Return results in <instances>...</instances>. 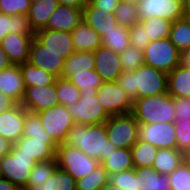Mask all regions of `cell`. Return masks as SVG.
<instances>
[{
	"label": "cell",
	"mask_w": 190,
	"mask_h": 190,
	"mask_svg": "<svg viewBox=\"0 0 190 190\" xmlns=\"http://www.w3.org/2000/svg\"><path fill=\"white\" fill-rule=\"evenodd\" d=\"M115 82L134 102L138 98L167 93L168 74L142 64L135 71H122Z\"/></svg>",
	"instance_id": "cell-1"
},
{
	"label": "cell",
	"mask_w": 190,
	"mask_h": 190,
	"mask_svg": "<svg viewBox=\"0 0 190 190\" xmlns=\"http://www.w3.org/2000/svg\"><path fill=\"white\" fill-rule=\"evenodd\" d=\"M65 144L80 149L100 164L116 149L107 137L105 123L100 125L76 123L69 131Z\"/></svg>",
	"instance_id": "cell-2"
},
{
	"label": "cell",
	"mask_w": 190,
	"mask_h": 190,
	"mask_svg": "<svg viewBox=\"0 0 190 190\" xmlns=\"http://www.w3.org/2000/svg\"><path fill=\"white\" fill-rule=\"evenodd\" d=\"M175 98L168 93L138 98L132 114L139 124L175 123Z\"/></svg>",
	"instance_id": "cell-3"
},
{
	"label": "cell",
	"mask_w": 190,
	"mask_h": 190,
	"mask_svg": "<svg viewBox=\"0 0 190 190\" xmlns=\"http://www.w3.org/2000/svg\"><path fill=\"white\" fill-rule=\"evenodd\" d=\"M36 161L18 149L14 144L11 152L0 159V177L8 179L19 189L27 187L32 168Z\"/></svg>",
	"instance_id": "cell-4"
},
{
	"label": "cell",
	"mask_w": 190,
	"mask_h": 190,
	"mask_svg": "<svg viewBox=\"0 0 190 190\" xmlns=\"http://www.w3.org/2000/svg\"><path fill=\"white\" fill-rule=\"evenodd\" d=\"M55 159L58 168L68 172L75 180L89 175L100 164L99 161L90 158L80 149L65 143L58 145Z\"/></svg>",
	"instance_id": "cell-5"
},
{
	"label": "cell",
	"mask_w": 190,
	"mask_h": 190,
	"mask_svg": "<svg viewBox=\"0 0 190 190\" xmlns=\"http://www.w3.org/2000/svg\"><path fill=\"white\" fill-rule=\"evenodd\" d=\"M144 53V64L169 74L182 63V53L168 38L151 41Z\"/></svg>",
	"instance_id": "cell-6"
},
{
	"label": "cell",
	"mask_w": 190,
	"mask_h": 190,
	"mask_svg": "<svg viewBox=\"0 0 190 190\" xmlns=\"http://www.w3.org/2000/svg\"><path fill=\"white\" fill-rule=\"evenodd\" d=\"M105 124L107 137L116 148L131 149L138 141L139 123L132 113L110 116Z\"/></svg>",
	"instance_id": "cell-7"
},
{
	"label": "cell",
	"mask_w": 190,
	"mask_h": 190,
	"mask_svg": "<svg viewBox=\"0 0 190 190\" xmlns=\"http://www.w3.org/2000/svg\"><path fill=\"white\" fill-rule=\"evenodd\" d=\"M67 108L75 124L100 125L110 117L98 100L96 93L80 92L78 102Z\"/></svg>",
	"instance_id": "cell-8"
},
{
	"label": "cell",
	"mask_w": 190,
	"mask_h": 190,
	"mask_svg": "<svg viewBox=\"0 0 190 190\" xmlns=\"http://www.w3.org/2000/svg\"><path fill=\"white\" fill-rule=\"evenodd\" d=\"M37 114L42 121L44 130L52 137L53 141L57 145L65 143L69 131L75 125L68 108L58 104Z\"/></svg>",
	"instance_id": "cell-9"
},
{
	"label": "cell",
	"mask_w": 190,
	"mask_h": 190,
	"mask_svg": "<svg viewBox=\"0 0 190 190\" xmlns=\"http://www.w3.org/2000/svg\"><path fill=\"white\" fill-rule=\"evenodd\" d=\"M96 95L110 116L130 114L133 111V101L115 81L103 82Z\"/></svg>",
	"instance_id": "cell-10"
},
{
	"label": "cell",
	"mask_w": 190,
	"mask_h": 190,
	"mask_svg": "<svg viewBox=\"0 0 190 190\" xmlns=\"http://www.w3.org/2000/svg\"><path fill=\"white\" fill-rule=\"evenodd\" d=\"M137 9L140 20L155 16L174 22L187 15L183 0H141L137 5Z\"/></svg>",
	"instance_id": "cell-11"
},
{
	"label": "cell",
	"mask_w": 190,
	"mask_h": 190,
	"mask_svg": "<svg viewBox=\"0 0 190 190\" xmlns=\"http://www.w3.org/2000/svg\"><path fill=\"white\" fill-rule=\"evenodd\" d=\"M138 140L150 143L158 149L177 148L174 123L139 124Z\"/></svg>",
	"instance_id": "cell-12"
},
{
	"label": "cell",
	"mask_w": 190,
	"mask_h": 190,
	"mask_svg": "<svg viewBox=\"0 0 190 190\" xmlns=\"http://www.w3.org/2000/svg\"><path fill=\"white\" fill-rule=\"evenodd\" d=\"M28 62L57 78H62L65 59L59 53L47 49L35 37L30 45Z\"/></svg>",
	"instance_id": "cell-13"
},
{
	"label": "cell",
	"mask_w": 190,
	"mask_h": 190,
	"mask_svg": "<svg viewBox=\"0 0 190 190\" xmlns=\"http://www.w3.org/2000/svg\"><path fill=\"white\" fill-rule=\"evenodd\" d=\"M20 104L31 113H38L60 104L56 93V82L46 86L27 87Z\"/></svg>",
	"instance_id": "cell-14"
},
{
	"label": "cell",
	"mask_w": 190,
	"mask_h": 190,
	"mask_svg": "<svg viewBox=\"0 0 190 190\" xmlns=\"http://www.w3.org/2000/svg\"><path fill=\"white\" fill-rule=\"evenodd\" d=\"M22 154L32 157L36 162L55 159L58 145L52 138H28L22 136L15 144Z\"/></svg>",
	"instance_id": "cell-15"
},
{
	"label": "cell",
	"mask_w": 190,
	"mask_h": 190,
	"mask_svg": "<svg viewBox=\"0 0 190 190\" xmlns=\"http://www.w3.org/2000/svg\"><path fill=\"white\" fill-rule=\"evenodd\" d=\"M93 56L95 70L101 76L103 82L116 81L122 72L120 54L102 45L93 52Z\"/></svg>",
	"instance_id": "cell-16"
},
{
	"label": "cell",
	"mask_w": 190,
	"mask_h": 190,
	"mask_svg": "<svg viewBox=\"0 0 190 190\" xmlns=\"http://www.w3.org/2000/svg\"><path fill=\"white\" fill-rule=\"evenodd\" d=\"M35 38L47 49L59 53L64 59L75 52L71 32L40 29L36 31Z\"/></svg>",
	"instance_id": "cell-17"
},
{
	"label": "cell",
	"mask_w": 190,
	"mask_h": 190,
	"mask_svg": "<svg viewBox=\"0 0 190 190\" xmlns=\"http://www.w3.org/2000/svg\"><path fill=\"white\" fill-rule=\"evenodd\" d=\"M28 111L17 104L9 111L0 114V135L15 144L23 136L25 115Z\"/></svg>",
	"instance_id": "cell-18"
},
{
	"label": "cell",
	"mask_w": 190,
	"mask_h": 190,
	"mask_svg": "<svg viewBox=\"0 0 190 190\" xmlns=\"http://www.w3.org/2000/svg\"><path fill=\"white\" fill-rule=\"evenodd\" d=\"M32 39L30 35L8 33L1 40L0 46L13 65H21L28 62Z\"/></svg>",
	"instance_id": "cell-19"
},
{
	"label": "cell",
	"mask_w": 190,
	"mask_h": 190,
	"mask_svg": "<svg viewBox=\"0 0 190 190\" xmlns=\"http://www.w3.org/2000/svg\"><path fill=\"white\" fill-rule=\"evenodd\" d=\"M83 21V9L59 4L43 29L72 32Z\"/></svg>",
	"instance_id": "cell-20"
},
{
	"label": "cell",
	"mask_w": 190,
	"mask_h": 190,
	"mask_svg": "<svg viewBox=\"0 0 190 190\" xmlns=\"http://www.w3.org/2000/svg\"><path fill=\"white\" fill-rule=\"evenodd\" d=\"M25 84L20 65H11L0 72V91L21 103L25 94Z\"/></svg>",
	"instance_id": "cell-21"
},
{
	"label": "cell",
	"mask_w": 190,
	"mask_h": 190,
	"mask_svg": "<svg viewBox=\"0 0 190 190\" xmlns=\"http://www.w3.org/2000/svg\"><path fill=\"white\" fill-rule=\"evenodd\" d=\"M83 21L93 28L101 38L118 25L114 13H102L90 2L83 8Z\"/></svg>",
	"instance_id": "cell-22"
},
{
	"label": "cell",
	"mask_w": 190,
	"mask_h": 190,
	"mask_svg": "<svg viewBox=\"0 0 190 190\" xmlns=\"http://www.w3.org/2000/svg\"><path fill=\"white\" fill-rule=\"evenodd\" d=\"M75 52H94L101 44V37L84 21L71 32Z\"/></svg>",
	"instance_id": "cell-23"
},
{
	"label": "cell",
	"mask_w": 190,
	"mask_h": 190,
	"mask_svg": "<svg viewBox=\"0 0 190 190\" xmlns=\"http://www.w3.org/2000/svg\"><path fill=\"white\" fill-rule=\"evenodd\" d=\"M167 93L173 98H190V68L181 63L168 74Z\"/></svg>",
	"instance_id": "cell-24"
},
{
	"label": "cell",
	"mask_w": 190,
	"mask_h": 190,
	"mask_svg": "<svg viewBox=\"0 0 190 190\" xmlns=\"http://www.w3.org/2000/svg\"><path fill=\"white\" fill-rule=\"evenodd\" d=\"M134 169L139 190H171L168 175L159 174L153 167Z\"/></svg>",
	"instance_id": "cell-25"
},
{
	"label": "cell",
	"mask_w": 190,
	"mask_h": 190,
	"mask_svg": "<svg viewBox=\"0 0 190 190\" xmlns=\"http://www.w3.org/2000/svg\"><path fill=\"white\" fill-rule=\"evenodd\" d=\"M25 34L35 37L36 32L26 15H6L0 13V42L8 34Z\"/></svg>",
	"instance_id": "cell-26"
},
{
	"label": "cell",
	"mask_w": 190,
	"mask_h": 190,
	"mask_svg": "<svg viewBox=\"0 0 190 190\" xmlns=\"http://www.w3.org/2000/svg\"><path fill=\"white\" fill-rule=\"evenodd\" d=\"M58 5V0H40L36 3H31L27 17L35 32L46 26L48 19Z\"/></svg>",
	"instance_id": "cell-27"
},
{
	"label": "cell",
	"mask_w": 190,
	"mask_h": 190,
	"mask_svg": "<svg viewBox=\"0 0 190 190\" xmlns=\"http://www.w3.org/2000/svg\"><path fill=\"white\" fill-rule=\"evenodd\" d=\"M93 52H74L65 59L62 78L68 79L74 73L86 72L95 69Z\"/></svg>",
	"instance_id": "cell-28"
},
{
	"label": "cell",
	"mask_w": 190,
	"mask_h": 190,
	"mask_svg": "<svg viewBox=\"0 0 190 190\" xmlns=\"http://www.w3.org/2000/svg\"><path fill=\"white\" fill-rule=\"evenodd\" d=\"M181 163H183V153L181 151L177 148H161L157 151L152 167L159 174L170 175Z\"/></svg>",
	"instance_id": "cell-29"
},
{
	"label": "cell",
	"mask_w": 190,
	"mask_h": 190,
	"mask_svg": "<svg viewBox=\"0 0 190 190\" xmlns=\"http://www.w3.org/2000/svg\"><path fill=\"white\" fill-rule=\"evenodd\" d=\"M101 165L109 175L134 168L131 149L116 148Z\"/></svg>",
	"instance_id": "cell-30"
},
{
	"label": "cell",
	"mask_w": 190,
	"mask_h": 190,
	"mask_svg": "<svg viewBox=\"0 0 190 190\" xmlns=\"http://www.w3.org/2000/svg\"><path fill=\"white\" fill-rule=\"evenodd\" d=\"M168 39L181 53L190 50V15L172 23Z\"/></svg>",
	"instance_id": "cell-31"
},
{
	"label": "cell",
	"mask_w": 190,
	"mask_h": 190,
	"mask_svg": "<svg viewBox=\"0 0 190 190\" xmlns=\"http://www.w3.org/2000/svg\"><path fill=\"white\" fill-rule=\"evenodd\" d=\"M25 88L32 86H46L56 82L57 77L38 68L29 62L20 65Z\"/></svg>",
	"instance_id": "cell-32"
},
{
	"label": "cell",
	"mask_w": 190,
	"mask_h": 190,
	"mask_svg": "<svg viewBox=\"0 0 190 190\" xmlns=\"http://www.w3.org/2000/svg\"><path fill=\"white\" fill-rule=\"evenodd\" d=\"M24 190H76V180L65 170L56 168L44 186L26 187Z\"/></svg>",
	"instance_id": "cell-33"
},
{
	"label": "cell",
	"mask_w": 190,
	"mask_h": 190,
	"mask_svg": "<svg viewBox=\"0 0 190 190\" xmlns=\"http://www.w3.org/2000/svg\"><path fill=\"white\" fill-rule=\"evenodd\" d=\"M101 44L121 54L130 46L129 28L118 24L101 38Z\"/></svg>",
	"instance_id": "cell-34"
},
{
	"label": "cell",
	"mask_w": 190,
	"mask_h": 190,
	"mask_svg": "<svg viewBox=\"0 0 190 190\" xmlns=\"http://www.w3.org/2000/svg\"><path fill=\"white\" fill-rule=\"evenodd\" d=\"M68 80L76 86L80 92L85 93H97L98 88L103 84L101 76L95 69L74 73Z\"/></svg>",
	"instance_id": "cell-35"
},
{
	"label": "cell",
	"mask_w": 190,
	"mask_h": 190,
	"mask_svg": "<svg viewBox=\"0 0 190 190\" xmlns=\"http://www.w3.org/2000/svg\"><path fill=\"white\" fill-rule=\"evenodd\" d=\"M158 148L150 143L138 140L131 148L134 168L152 167Z\"/></svg>",
	"instance_id": "cell-36"
},
{
	"label": "cell",
	"mask_w": 190,
	"mask_h": 190,
	"mask_svg": "<svg viewBox=\"0 0 190 190\" xmlns=\"http://www.w3.org/2000/svg\"><path fill=\"white\" fill-rule=\"evenodd\" d=\"M139 23L146 30L145 34L151 42L168 38L173 22L154 16L152 18L140 20Z\"/></svg>",
	"instance_id": "cell-37"
},
{
	"label": "cell",
	"mask_w": 190,
	"mask_h": 190,
	"mask_svg": "<svg viewBox=\"0 0 190 190\" xmlns=\"http://www.w3.org/2000/svg\"><path fill=\"white\" fill-rule=\"evenodd\" d=\"M109 182V174L99 164L93 172L76 180V190H100Z\"/></svg>",
	"instance_id": "cell-38"
},
{
	"label": "cell",
	"mask_w": 190,
	"mask_h": 190,
	"mask_svg": "<svg viewBox=\"0 0 190 190\" xmlns=\"http://www.w3.org/2000/svg\"><path fill=\"white\" fill-rule=\"evenodd\" d=\"M57 167L56 159L36 162L32 168L27 187H36L41 184L44 186L46 180L50 178Z\"/></svg>",
	"instance_id": "cell-39"
},
{
	"label": "cell",
	"mask_w": 190,
	"mask_h": 190,
	"mask_svg": "<svg viewBox=\"0 0 190 190\" xmlns=\"http://www.w3.org/2000/svg\"><path fill=\"white\" fill-rule=\"evenodd\" d=\"M56 93L59 103L66 107L75 102H78L80 99V90L68 79H56Z\"/></svg>",
	"instance_id": "cell-40"
},
{
	"label": "cell",
	"mask_w": 190,
	"mask_h": 190,
	"mask_svg": "<svg viewBox=\"0 0 190 190\" xmlns=\"http://www.w3.org/2000/svg\"><path fill=\"white\" fill-rule=\"evenodd\" d=\"M114 16L119 25L127 28L134 26L140 21L137 6L122 1H120L115 10Z\"/></svg>",
	"instance_id": "cell-41"
},
{
	"label": "cell",
	"mask_w": 190,
	"mask_h": 190,
	"mask_svg": "<svg viewBox=\"0 0 190 190\" xmlns=\"http://www.w3.org/2000/svg\"><path fill=\"white\" fill-rule=\"evenodd\" d=\"M23 136L28 138H52L43 128L37 113L27 112L25 115Z\"/></svg>",
	"instance_id": "cell-42"
},
{
	"label": "cell",
	"mask_w": 190,
	"mask_h": 190,
	"mask_svg": "<svg viewBox=\"0 0 190 190\" xmlns=\"http://www.w3.org/2000/svg\"><path fill=\"white\" fill-rule=\"evenodd\" d=\"M120 64L122 71H135L144 64V53L142 50L130 45L120 54Z\"/></svg>",
	"instance_id": "cell-43"
},
{
	"label": "cell",
	"mask_w": 190,
	"mask_h": 190,
	"mask_svg": "<svg viewBox=\"0 0 190 190\" xmlns=\"http://www.w3.org/2000/svg\"><path fill=\"white\" fill-rule=\"evenodd\" d=\"M171 190H190V167L184 162L168 175Z\"/></svg>",
	"instance_id": "cell-44"
},
{
	"label": "cell",
	"mask_w": 190,
	"mask_h": 190,
	"mask_svg": "<svg viewBox=\"0 0 190 190\" xmlns=\"http://www.w3.org/2000/svg\"><path fill=\"white\" fill-rule=\"evenodd\" d=\"M109 182L119 186L123 190H139L137 188L136 171L134 168L110 174Z\"/></svg>",
	"instance_id": "cell-45"
},
{
	"label": "cell",
	"mask_w": 190,
	"mask_h": 190,
	"mask_svg": "<svg viewBox=\"0 0 190 190\" xmlns=\"http://www.w3.org/2000/svg\"><path fill=\"white\" fill-rule=\"evenodd\" d=\"M31 2L29 0H0V13L12 15H28Z\"/></svg>",
	"instance_id": "cell-46"
},
{
	"label": "cell",
	"mask_w": 190,
	"mask_h": 190,
	"mask_svg": "<svg viewBox=\"0 0 190 190\" xmlns=\"http://www.w3.org/2000/svg\"><path fill=\"white\" fill-rule=\"evenodd\" d=\"M177 149L182 153L190 149V120H175Z\"/></svg>",
	"instance_id": "cell-47"
},
{
	"label": "cell",
	"mask_w": 190,
	"mask_h": 190,
	"mask_svg": "<svg viewBox=\"0 0 190 190\" xmlns=\"http://www.w3.org/2000/svg\"><path fill=\"white\" fill-rule=\"evenodd\" d=\"M145 32L146 30L139 22L134 26L130 27V45L136 47L139 50L144 51L150 43V40L145 34Z\"/></svg>",
	"instance_id": "cell-48"
},
{
	"label": "cell",
	"mask_w": 190,
	"mask_h": 190,
	"mask_svg": "<svg viewBox=\"0 0 190 190\" xmlns=\"http://www.w3.org/2000/svg\"><path fill=\"white\" fill-rule=\"evenodd\" d=\"M175 120H190V98H175Z\"/></svg>",
	"instance_id": "cell-49"
},
{
	"label": "cell",
	"mask_w": 190,
	"mask_h": 190,
	"mask_svg": "<svg viewBox=\"0 0 190 190\" xmlns=\"http://www.w3.org/2000/svg\"><path fill=\"white\" fill-rule=\"evenodd\" d=\"M89 2L102 13H114L120 0H89Z\"/></svg>",
	"instance_id": "cell-50"
},
{
	"label": "cell",
	"mask_w": 190,
	"mask_h": 190,
	"mask_svg": "<svg viewBox=\"0 0 190 190\" xmlns=\"http://www.w3.org/2000/svg\"><path fill=\"white\" fill-rule=\"evenodd\" d=\"M18 103L0 91V114L14 108Z\"/></svg>",
	"instance_id": "cell-51"
},
{
	"label": "cell",
	"mask_w": 190,
	"mask_h": 190,
	"mask_svg": "<svg viewBox=\"0 0 190 190\" xmlns=\"http://www.w3.org/2000/svg\"><path fill=\"white\" fill-rule=\"evenodd\" d=\"M13 143L0 135V159L11 152Z\"/></svg>",
	"instance_id": "cell-52"
},
{
	"label": "cell",
	"mask_w": 190,
	"mask_h": 190,
	"mask_svg": "<svg viewBox=\"0 0 190 190\" xmlns=\"http://www.w3.org/2000/svg\"><path fill=\"white\" fill-rule=\"evenodd\" d=\"M59 4L83 9L89 0H58Z\"/></svg>",
	"instance_id": "cell-53"
},
{
	"label": "cell",
	"mask_w": 190,
	"mask_h": 190,
	"mask_svg": "<svg viewBox=\"0 0 190 190\" xmlns=\"http://www.w3.org/2000/svg\"><path fill=\"white\" fill-rule=\"evenodd\" d=\"M12 65L10 62L8 55L4 52L2 47L0 46V72L3 71L5 68H8Z\"/></svg>",
	"instance_id": "cell-54"
},
{
	"label": "cell",
	"mask_w": 190,
	"mask_h": 190,
	"mask_svg": "<svg viewBox=\"0 0 190 190\" xmlns=\"http://www.w3.org/2000/svg\"><path fill=\"white\" fill-rule=\"evenodd\" d=\"M0 190H21L8 179L0 177Z\"/></svg>",
	"instance_id": "cell-55"
},
{
	"label": "cell",
	"mask_w": 190,
	"mask_h": 190,
	"mask_svg": "<svg viewBox=\"0 0 190 190\" xmlns=\"http://www.w3.org/2000/svg\"><path fill=\"white\" fill-rule=\"evenodd\" d=\"M182 64L190 68V50L182 53Z\"/></svg>",
	"instance_id": "cell-56"
},
{
	"label": "cell",
	"mask_w": 190,
	"mask_h": 190,
	"mask_svg": "<svg viewBox=\"0 0 190 190\" xmlns=\"http://www.w3.org/2000/svg\"><path fill=\"white\" fill-rule=\"evenodd\" d=\"M100 190H123L119 186H116L110 182H108L104 187H102Z\"/></svg>",
	"instance_id": "cell-57"
},
{
	"label": "cell",
	"mask_w": 190,
	"mask_h": 190,
	"mask_svg": "<svg viewBox=\"0 0 190 190\" xmlns=\"http://www.w3.org/2000/svg\"><path fill=\"white\" fill-rule=\"evenodd\" d=\"M183 162L190 167V149L183 152Z\"/></svg>",
	"instance_id": "cell-58"
},
{
	"label": "cell",
	"mask_w": 190,
	"mask_h": 190,
	"mask_svg": "<svg viewBox=\"0 0 190 190\" xmlns=\"http://www.w3.org/2000/svg\"><path fill=\"white\" fill-rule=\"evenodd\" d=\"M183 6H184L185 13L187 15H190V0H183Z\"/></svg>",
	"instance_id": "cell-59"
},
{
	"label": "cell",
	"mask_w": 190,
	"mask_h": 190,
	"mask_svg": "<svg viewBox=\"0 0 190 190\" xmlns=\"http://www.w3.org/2000/svg\"><path fill=\"white\" fill-rule=\"evenodd\" d=\"M122 2H125V3H129L131 5H134V6H137L138 3L141 1V0H120Z\"/></svg>",
	"instance_id": "cell-60"
},
{
	"label": "cell",
	"mask_w": 190,
	"mask_h": 190,
	"mask_svg": "<svg viewBox=\"0 0 190 190\" xmlns=\"http://www.w3.org/2000/svg\"><path fill=\"white\" fill-rule=\"evenodd\" d=\"M31 3H36V2H38V1H40V0H29Z\"/></svg>",
	"instance_id": "cell-61"
}]
</instances>
